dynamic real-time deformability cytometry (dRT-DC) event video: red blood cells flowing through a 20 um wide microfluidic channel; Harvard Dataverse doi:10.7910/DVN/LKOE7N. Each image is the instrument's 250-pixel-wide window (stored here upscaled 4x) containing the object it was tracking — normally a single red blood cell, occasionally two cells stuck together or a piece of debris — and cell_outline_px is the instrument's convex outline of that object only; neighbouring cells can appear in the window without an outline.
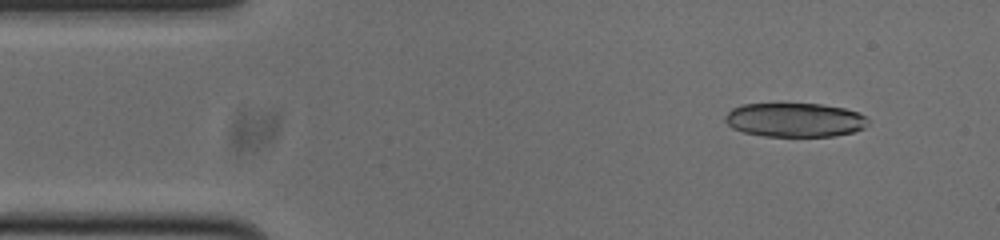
{"species": "common noctule bat (a hibernating species)", "species_latin": "Nyctalus noctula", "temperature_condition": "cold", "stored_images_in_passage": 52, "camera_frame_rate_fps": 3000, "um_per_image_px": 0.085, "animal": {"sex": "male", "body_mass_g": 20.0, "forearm_length_mm": 53.3}, "frame": {"image": 1, "passage_image": 5, "time_ms": 1.333, "image_size_px": [1000, 240], "cell_outline_px": [[868, 124], [864, 128], [852, 132], [832, 136], [764, 136], [744, 132], [732, 128], [724, 120], [724, 116], [732, 108], [740, 104], [820, 104], [844, 108], [860, 112], [868, 120]], "centroid_in_image_um": [67.55, 10.19], "position_along_channel_um": 17.5, "area_um2": 28.38}}